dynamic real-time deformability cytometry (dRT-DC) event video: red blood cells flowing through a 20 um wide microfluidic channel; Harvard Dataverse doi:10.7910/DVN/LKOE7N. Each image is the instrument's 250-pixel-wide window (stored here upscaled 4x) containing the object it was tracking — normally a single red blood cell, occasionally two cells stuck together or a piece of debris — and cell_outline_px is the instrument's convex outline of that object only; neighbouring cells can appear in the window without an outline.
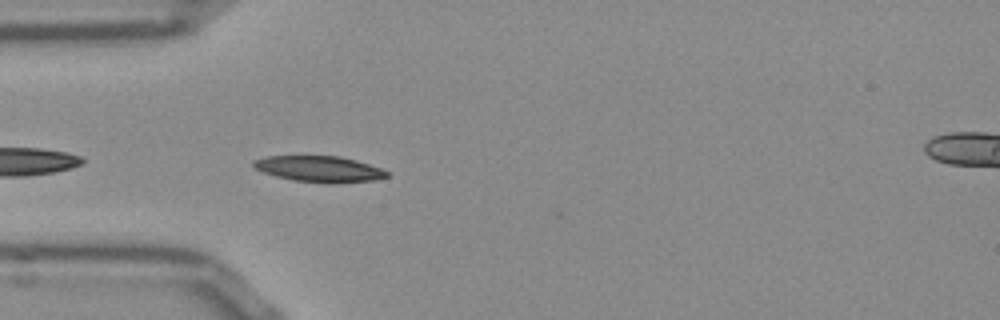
{"species": "Egyptian fruit bat (a non-hibernating species)", "species_latin": "Rousettus aegyptiacus", "temperature_condition": "room temperature", "stored_images_in_passage": 13, "camera_frame_rate_fps": 3000, "um_per_image_px": 0.085, "frame": {"image": 1, "passage_image": 3, "time_ms": 0.667, "image_size_px": [1000, 320], "cell_outline_px": [[388, 176], [376, 180], [336, 184], [328, 184], [292, 180], [276, 176], [252, 168], [252, 160], [268, 156], [340, 156], [356, 160], [380, 168], [388, 172]], "centroid_in_image_um": [27.13, 14.37], "position_along_channel_um": 57.9, "area_um2": 20.46}}
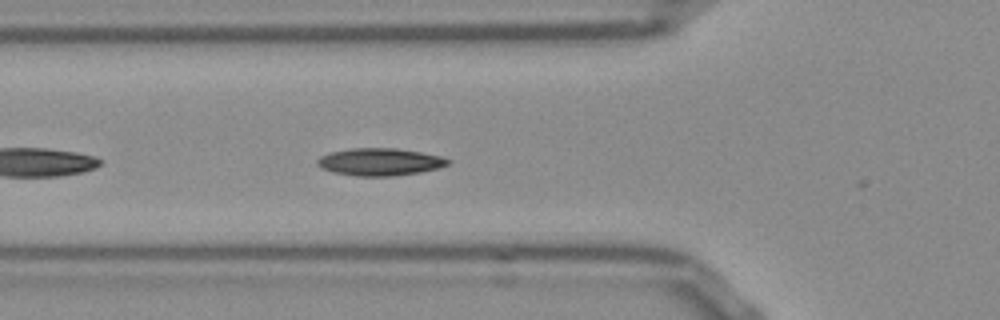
{"frame": {"image": 2, "passage_image": 6, "time_ms": 1.667, "image_size_px": [1000, 320], "cell_outline_px": [[452, 160], [448, 164], [440, 168], [420, 172], [396, 176], [356, 176], [332, 172], [320, 168], [316, 164], [316, 160], [320, 156], [328, 152], [352, 148], [396, 148], [420, 152], [440, 156]], "centroid_in_image_um": [32.26, 13.76], "position_along_channel_um": 93.5, "area_um2": 21.1}}
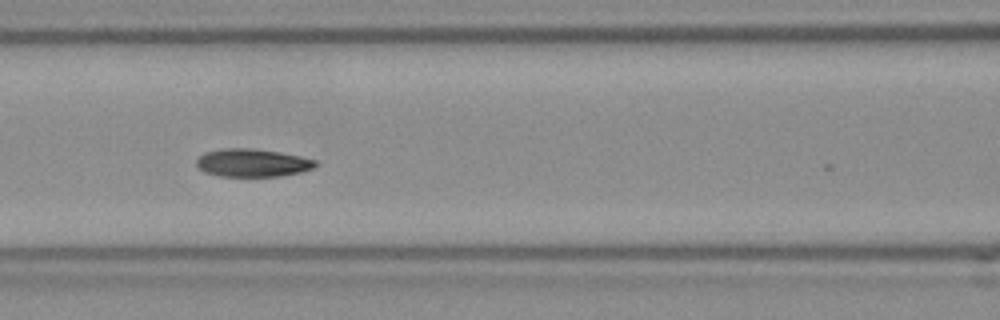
{"frame": {"image": 3, "passage_image": 10, "time_ms": 3.0, "image_size_px": [1000, 320], "cell_outline_px": [[316, 164], [312, 168], [300, 172], [280, 176], [220, 176], [204, 172], [196, 168], [196, 160], [204, 152], [224, 148], [248, 148], [280, 152], [300, 156], [316, 160]], "centroid_in_image_um": [21.4, 13.84], "position_along_channel_um": 145.2, "area_um2": 19.36}}